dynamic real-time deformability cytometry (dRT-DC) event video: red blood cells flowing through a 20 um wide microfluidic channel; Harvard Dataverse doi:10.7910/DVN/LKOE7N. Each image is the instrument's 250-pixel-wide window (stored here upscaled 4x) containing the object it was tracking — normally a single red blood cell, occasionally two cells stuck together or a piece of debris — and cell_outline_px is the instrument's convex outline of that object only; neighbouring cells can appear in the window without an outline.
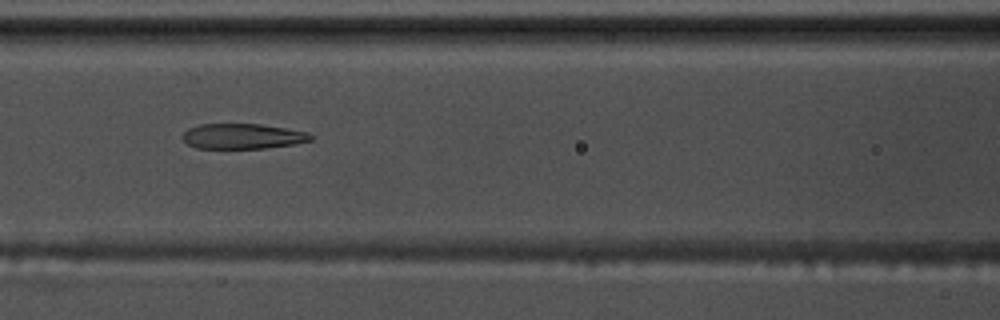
{"species": "common noctule bat (a hibernating species)", "species_latin": "Nyctalus noctula", "temperature_condition": "warm", "stored_images_in_passage": 58, "camera_frame_rate_fps": 3000, "um_per_image_px": 0.085, "animal": {"sex": "male", "body_mass_g": 17.5, "forearm_length_mm": 52.3}, "frame": {"image": 1, "passage_image": 26, "time_ms": 8.333, "image_size_px": [1000, 320], "cell_outline_px": [[312, 140], [296, 144], [264, 148], [196, 148], [188, 144], [180, 136], [188, 128], [200, 124], [260, 124], [308, 132], [312, 136]], "centroid_in_image_um": [20.6, 11.58], "position_along_channel_um": 146.0, "area_um2": 18.84}}
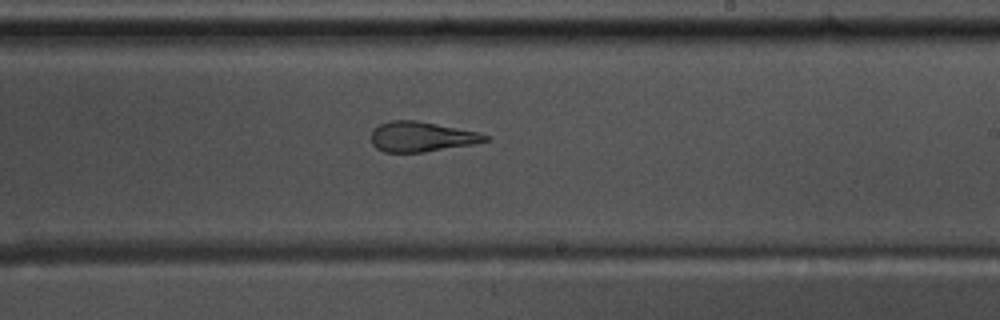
{"frame": {"image": 2, "passage_image": 35, "time_ms": 11.333, "image_size_px": [1000, 320], "cell_outline_px": [[488, 140], [472, 144], [424, 152], [384, 152], [376, 148], [372, 144], [372, 128], [380, 124], [392, 120], [416, 120], [476, 132], [488, 136]], "centroid_in_image_um": [35.76, 11.62], "position_along_channel_um": 253.2, "area_um2": 19.65}}
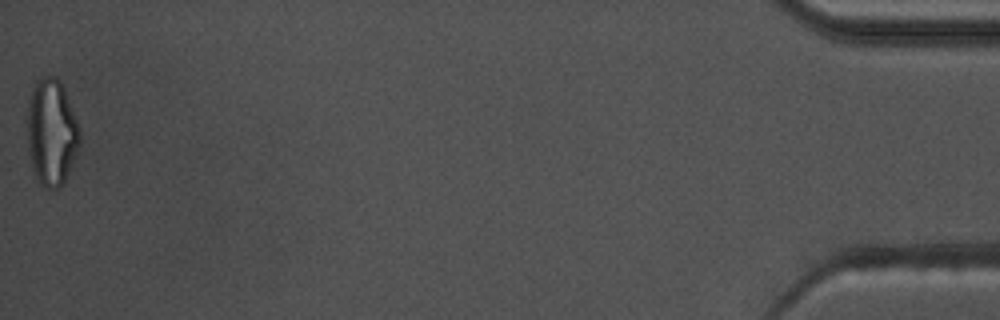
{"frame": {"image": 3, "passage_image": 58, "time_ms": 19.0, "image_size_px": [1000, 320], "cell_outline_px": [[80, 144], [64, 184], [60, 188], [44, 188], [36, 180], [32, 168], [28, 148], [24, 120], [24, 116], [28, 100], [32, 88], [36, 80], [40, 76], [56, 76], [60, 80], [64, 88], [80, 128]], "centroid_in_image_um": [4.33, 11.23], "position_along_channel_um": 430.9, "area_um2": 33.7}, "authors_computed_cell_mechanics": {"area_um2": 22.6287, "velocity_mm_per_s": 3.5875, "shape_relaxation_time_tau1_ms": 9.8995, "shape_relaxation_time_tau2_ms": 2.3123, "deformation_change_tau1": 0.3097, "deformation_change_tau2": 0.1329}}